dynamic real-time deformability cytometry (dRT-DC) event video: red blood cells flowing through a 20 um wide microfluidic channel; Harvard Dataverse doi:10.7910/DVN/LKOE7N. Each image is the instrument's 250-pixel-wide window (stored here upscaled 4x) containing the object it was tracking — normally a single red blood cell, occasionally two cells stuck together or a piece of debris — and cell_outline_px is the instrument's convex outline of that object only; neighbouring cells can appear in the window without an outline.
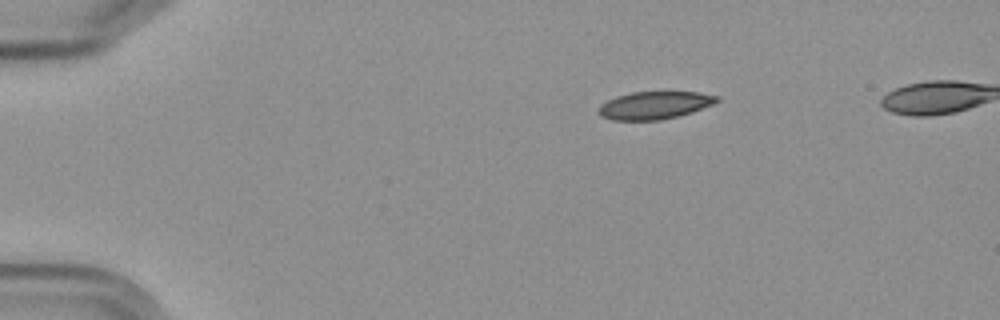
{"species": "Egyptian fruit bat (a non-hibernating species)", "species_latin": "Rousettus aegyptiacus", "temperature_condition": "cold", "stored_images_in_passage": 4, "camera_frame_rate_fps": 3000, "um_per_image_px": 0.085, "frame": {"image": 1, "passage_image": 1, "time_ms": 0.0, "image_size_px": [1000, 320], "cell_outline_px": [[720, 100], [712, 104], [692, 112], [660, 120], [612, 120], [604, 116], [600, 112], [600, 104], [616, 96], [632, 92], [700, 92], [720, 96]], "centroid_in_image_um": [55.68, 8.93], "position_along_channel_um": 29.3, "area_um2": 18.84}}